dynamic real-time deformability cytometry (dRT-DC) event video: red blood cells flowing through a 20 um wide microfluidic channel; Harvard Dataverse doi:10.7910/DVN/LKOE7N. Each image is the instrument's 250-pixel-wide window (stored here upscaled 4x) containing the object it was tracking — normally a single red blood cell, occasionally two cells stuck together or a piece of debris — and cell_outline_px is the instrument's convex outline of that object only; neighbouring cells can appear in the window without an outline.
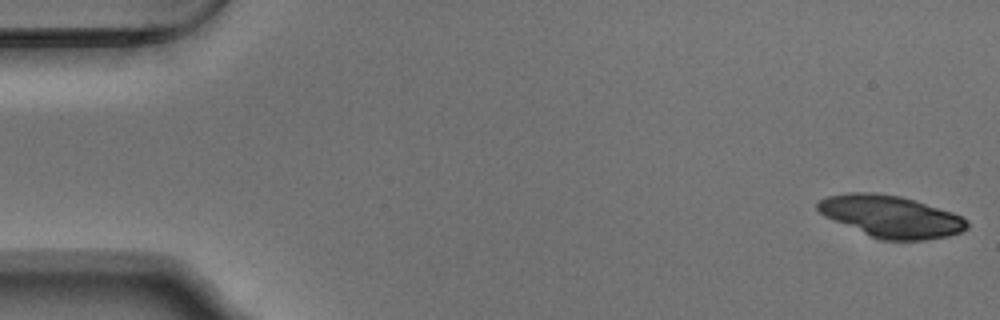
{"species": "Egyptian fruit bat (a non-hibernating species)", "species_latin": "Rousettus aegyptiacus", "temperature_condition": "warm", "stored_images_in_passage": 21, "camera_frame_rate_fps": 3000, "um_per_image_px": 0.085, "animal": {"sex": "male"}, "frame": {"image": 1, "passage_image": 1, "time_ms": 0.0, "image_size_px": [1000, 320], "cell_outline_px": [[968, 228], [960, 232], [948, 236], [924, 240], [884, 240], [872, 236], [824, 216], [816, 208], [816, 204], [820, 200], [828, 196], [848, 192], [876, 192], [900, 196], [916, 200], [952, 212], [968, 220]], "centroid_in_image_um": [75.74, 18.38], "position_along_channel_um": 9.3, "area_um2": 36.24}}